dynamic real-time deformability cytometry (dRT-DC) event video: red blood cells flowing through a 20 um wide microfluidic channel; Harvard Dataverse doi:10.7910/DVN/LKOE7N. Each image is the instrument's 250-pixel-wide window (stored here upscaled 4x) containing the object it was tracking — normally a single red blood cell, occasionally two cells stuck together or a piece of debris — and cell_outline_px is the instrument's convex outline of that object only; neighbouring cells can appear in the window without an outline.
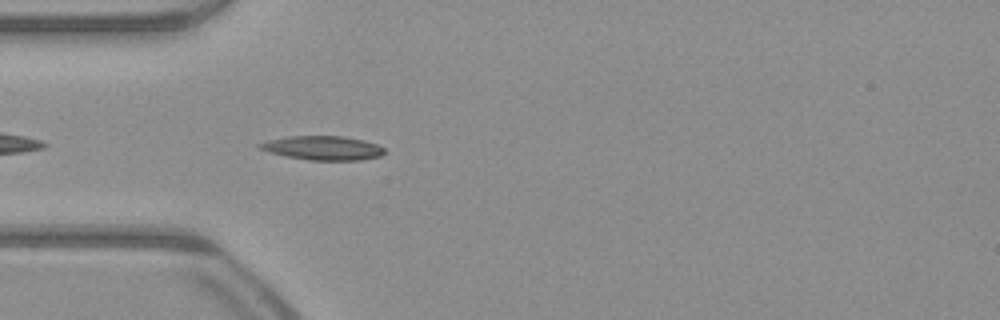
{"species": "common noctule bat (a hibernating species)", "species_latin": "Nyctalus noctula", "temperature_condition": "warm", "stored_images_in_passage": 39, "camera_frame_rate_fps": 3000, "um_per_image_px": 0.085, "animal": {"sex": "male", "body_mass_g": 23.1, "forearm_length_mm": 52.7}, "frame": {"image": 1, "passage_image": 3, "time_ms": 0.667, "image_size_px": [1000, 320], "cell_outline_px": [[384, 152], [380, 156], [360, 160], [308, 160], [288, 156], [272, 152], [260, 148], [256, 144], [268, 140], [288, 136], [344, 136], [364, 140], [376, 144], [384, 148]], "centroid_in_image_um": [27.46, 12.57], "position_along_channel_um": 57.5, "area_um2": 17.28}}
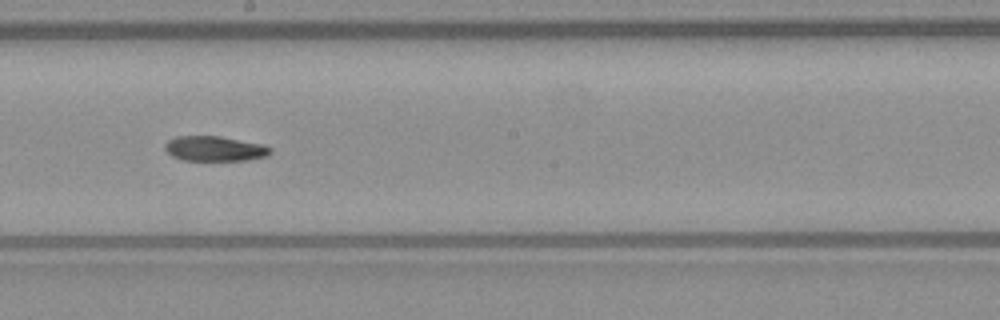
{"frame": {"image": 2, "passage_image": 16, "time_ms": 5.0, "image_size_px": [1000, 320], "cell_outline_px": [[272, 152], [268, 156], [248, 160], [184, 160], [172, 156], [164, 148], [164, 144], [168, 140], [176, 136], [220, 136], [264, 144], [272, 148]], "centroid_in_image_um": [18.28, 12.63], "position_along_channel_um": 229.9, "area_um2": 15.49}}
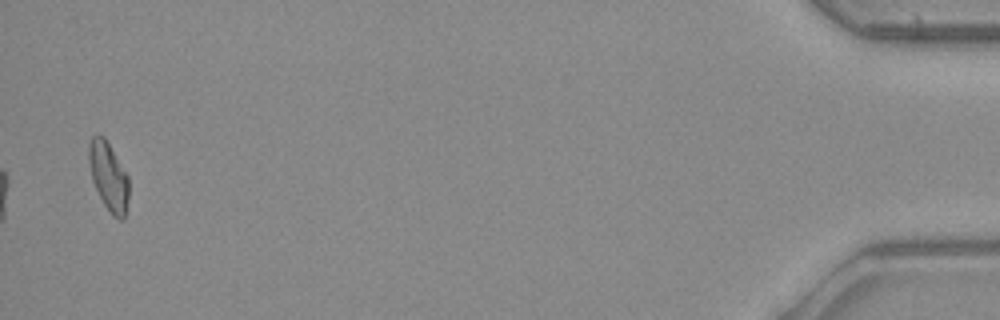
{"frame": {"image": 3, "passage_image": 38, "time_ms": 12.333, "image_size_px": [1000, 320], "cell_outline_px": [[128, 200], [124, 220], [120, 220], [112, 216], [104, 204], [92, 180], [88, 160], [88, 144], [92, 136], [104, 136], [128, 176]], "centroid_in_image_um": [9.22, 15.01], "position_along_channel_um": 426.0, "area_um2": 15.84}}